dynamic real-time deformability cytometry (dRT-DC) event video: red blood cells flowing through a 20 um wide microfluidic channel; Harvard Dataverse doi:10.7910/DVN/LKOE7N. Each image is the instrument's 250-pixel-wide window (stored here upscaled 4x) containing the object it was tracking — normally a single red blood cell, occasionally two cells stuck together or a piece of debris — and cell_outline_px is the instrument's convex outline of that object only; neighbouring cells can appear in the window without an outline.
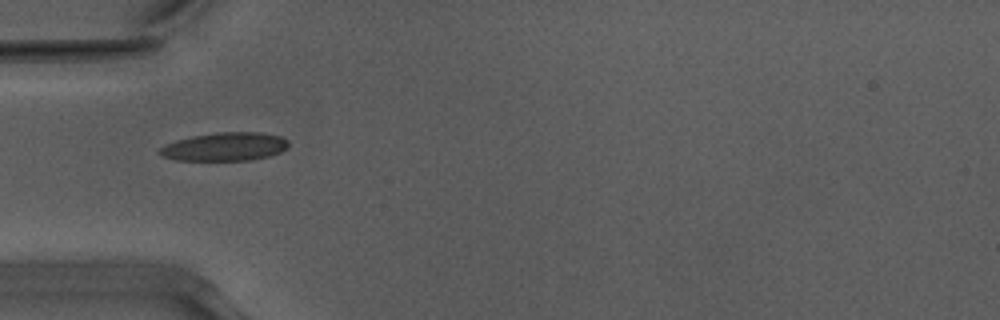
{"species": "Egyptian fruit bat (a non-hibernating species)", "species_latin": "Rousettus aegyptiacus", "temperature_condition": "warm", "stored_images_in_passage": 36, "camera_frame_rate_fps": 3000, "um_per_image_px": 0.085, "animal": {"sex": "male"}, "frame": {"image": 1, "passage_image": 1, "time_ms": 0.0, "image_size_px": [1000, 320], "cell_outline_px": [[288, 148], [280, 152], [268, 156], [252, 160], [176, 160], [164, 156], [156, 152], [160, 148], [176, 140], [192, 136], [216, 132], [260, 132], [280, 136], [288, 140]], "centroid_in_image_um": [19.13, 12.46], "position_along_channel_um": 65.9, "area_um2": 21.27}}
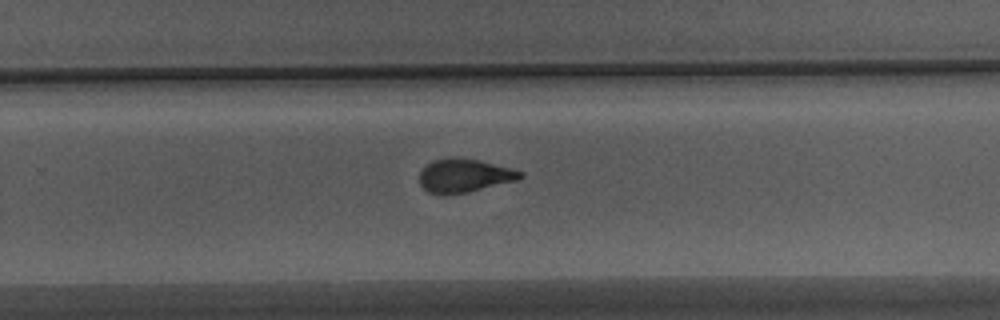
{"frame": {"image": 2, "passage_image": 18, "time_ms": 5.667, "image_size_px": [1000, 320], "cell_outline_px": [[524, 176], [516, 180], [468, 192], [444, 196], [428, 192], [420, 184], [420, 172], [432, 160], [456, 156], [480, 160], [524, 172]], "centroid_in_image_um": [39.44, 14.92], "position_along_channel_um": 290.4, "area_um2": 19.77}}
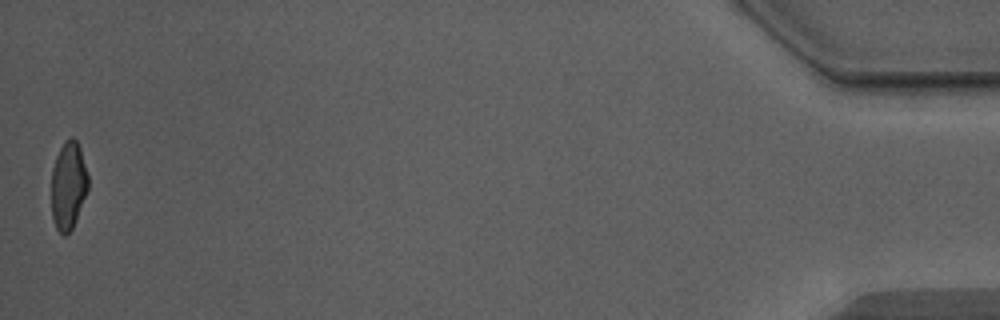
{"frame": {"image": 3, "passage_image": 36, "time_ms": 11.667, "image_size_px": [1000, 320], "cell_outline_px": [[88, 188], [76, 220], [72, 228], [64, 236], [56, 228], [52, 216], [52, 168], [56, 156], [64, 140], [72, 136], [76, 140], [80, 148], [88, 176]], "centroid_in_image_um": [5.8, 15.74], "position_along_channel_um": 429.4, "area_um2": 18.67}, "authors_computed_cell_mechanics": {"area_um2": 19.941, "velocity_mm_per_s": 3.9744, "shape_relaxation_time_tau1_ms": 5.9748, "shape_relaxation_time_tau2_ms": 1.7297, "deformation_change_tau1": 0.1902, "deformation_change_tau2": 0.0911}}